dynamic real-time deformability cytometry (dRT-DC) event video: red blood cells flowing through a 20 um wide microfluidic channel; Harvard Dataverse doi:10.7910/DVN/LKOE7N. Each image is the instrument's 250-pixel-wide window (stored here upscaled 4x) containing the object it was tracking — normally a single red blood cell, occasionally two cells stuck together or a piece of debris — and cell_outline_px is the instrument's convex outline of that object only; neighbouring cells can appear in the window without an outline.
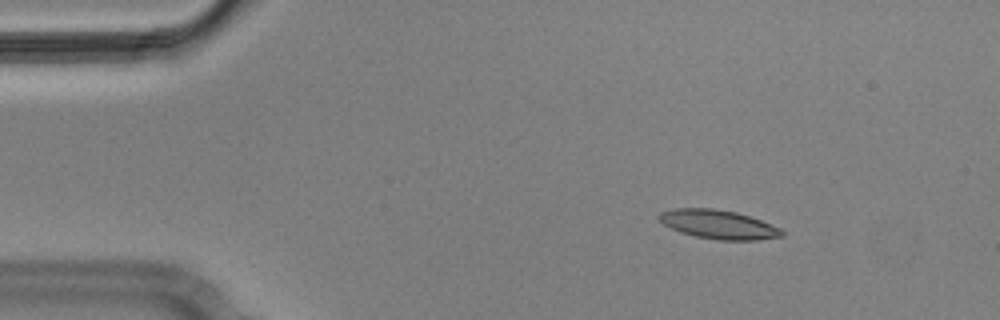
{"species": "Egyptian fruit bat (a non-hibernating species)", "species_latin": "Rousettus aegyptiacus", "temperature_condition": "cold", "stored_images_in_passage": 3, "camera_frame_rate_fps": 3000, "um_per_image_px": 0.085, "animal": {"sex": "male"}, "frame": {"image": 1, "passage_image": 1, "time_ms": 0.0, "image_size_px": [1000, 320], "cell_outline_px": [[784, 236], [756, 240], [720, 240], [696, 236], [680, 232], [664, 224], [656, 216], [660, 212], [676, 208], [712, 208], [736, 212], [760, 220], [780, 228], [784, 232]], "centroid_in_image_um": [61.06, 19.07], "position_along_channel_um": 23.9, "area_um2": 20.52}}